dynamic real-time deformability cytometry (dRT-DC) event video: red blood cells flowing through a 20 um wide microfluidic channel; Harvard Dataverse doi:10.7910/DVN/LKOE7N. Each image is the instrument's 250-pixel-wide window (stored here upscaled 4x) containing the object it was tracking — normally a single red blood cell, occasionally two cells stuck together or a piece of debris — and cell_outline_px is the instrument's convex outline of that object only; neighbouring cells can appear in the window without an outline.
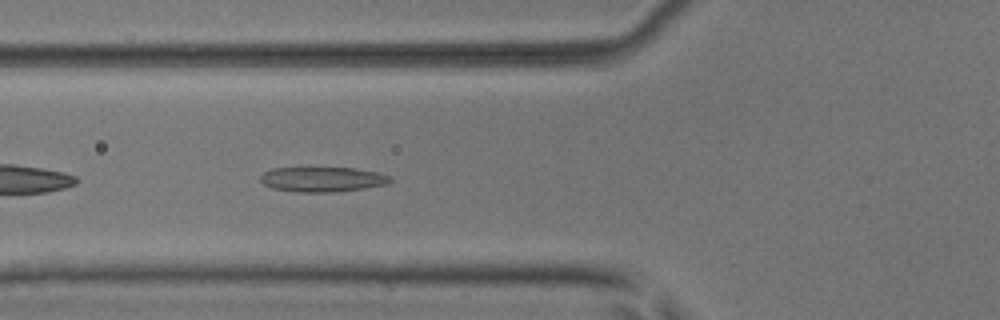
{"species": "common noctule bat (a hibernating species)", "species_latin": "Nyctalus noctula", "temperature_condition": "room temperature", "stored_images_in_passage": 36, "camera_frame_rate_fps": 3000, "um_per_image_px": 0.085, "animal": {"sex": "male", "body_mass_g": 17.9, "forearm_length_mm": 54.2}, "frame": {"image": 1, "passage_image": 4, "time_ms": 1.0, "image_size_px": [1000, 320], "cell_outline_px": [[392, 180], [388, 184], [364, 188], [336, 192], [300, 192], [272, 188], [264, 184], [260, 180], [260, 176], [264, 172], [272, 168], [352, 168], [376, 172], [392, 176]], "centroid_in_image_um": [27.42, 15.24], "position_along_channel_um": 98.4, "area_um2": 18.79}}
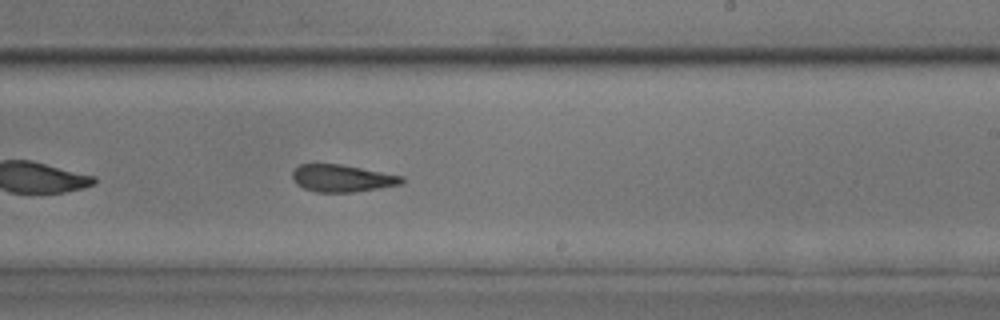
{"frame": {"image": 2, "passage_image": 16, "time_ms": 5.0, "image_size_px": [1000, 320], "cell_outline_px": [[404, 180], [400, 184], [380, 188], [352, 192], [316, 192], [304, 188], [296, 184], [292, 180], [292, 172], [300, 164], [340, 164], [404, 176]], "centroid_in_image_um": [29.06, 15.15], "position_along_channel_um": 259.9, "area_um2": 17.28}}
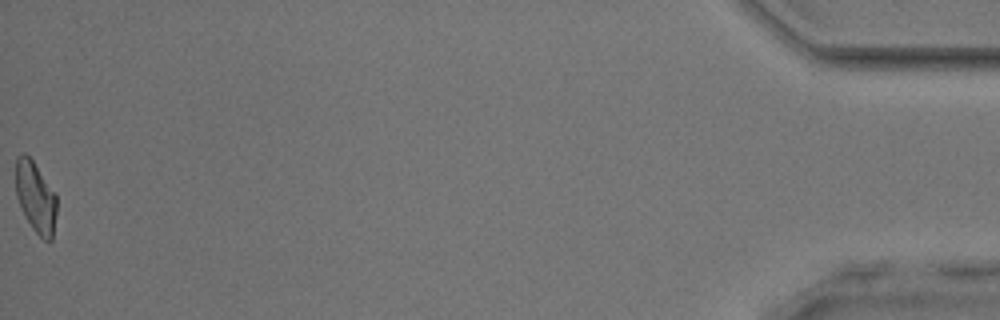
{"frame": {"image": 3, "passage_image": 36, "time_ms": 11.667, "image_size_px": [1000, 320], "cell_outline_px": [[56, 216], [52, 240], [48, 244], [32, 228], [24, 216], [16, 196], [16, 156], [24, 152], [32, 160], [56, 192]], "centroid_in_image_um": [3.04, 16.78], "position_along_channel_um": 432.2, "area_um2": 17.17}, "authors_computed_cell_mechanics": {"area_um2": 17.8891, "velocity_mm_per_s": 4.0564, "shape_relaxation_time_tau1_ms": 6.2481, "shape_relaxation_time_tau2_ms": 2.5288, "deformation_change_tau1": 0.1643, "deformation_change_tau2": 0.1145}}